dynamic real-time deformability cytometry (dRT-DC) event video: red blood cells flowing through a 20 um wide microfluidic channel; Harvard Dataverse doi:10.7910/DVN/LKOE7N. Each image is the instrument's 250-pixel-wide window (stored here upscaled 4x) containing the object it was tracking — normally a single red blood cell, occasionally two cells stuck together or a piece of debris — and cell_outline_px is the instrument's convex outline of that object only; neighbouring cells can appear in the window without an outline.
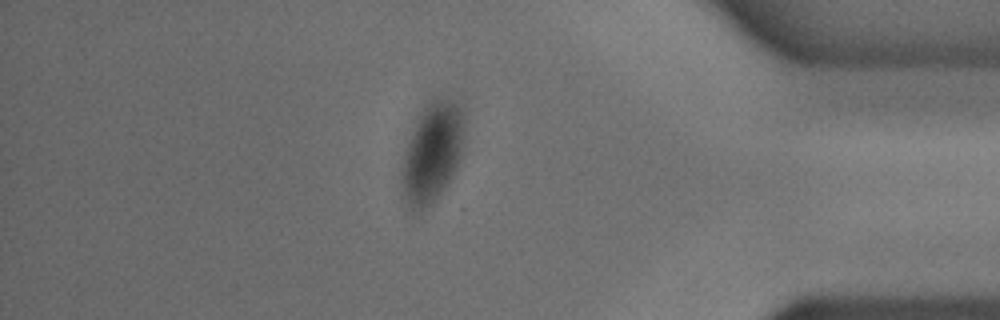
{"species": "common noctule bat (a hibernating species)", "species_latin": "Nyctalus noctula", "temperature_condition": "cold", "stored_images_in_passage": 50, "camera_frame_rate_fps": 3000, "um_per_image_px": 0.085, "animal": {"sex": "male", "body_mass_g": 18.8}, "frame": {"image": 1, "passage_image": 43, "time_ms": 14.0, "image_size_px": [1000, 320], "cell_outline_px": [[464, 148], [456, 168], [448, 184], [424, 208], [416, 212], [408, 208], [404, 200], [400, 188], [400, 168], [404, 152], [416, 120], [424, 104], [436, 96], [448, 96], [460, 100], [464, 104]], "centroid_in_image_um": [36.75, 12.86], "position_along_channel_um": 398.4, "area_um2": 37.74}}
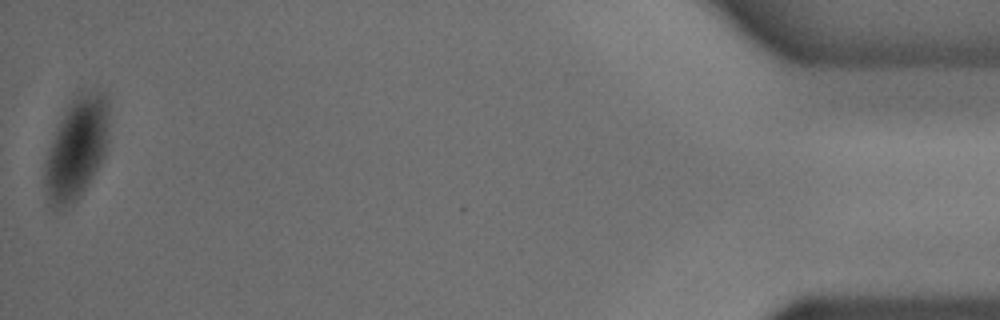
{"frame": {"image": 2, "passage_image": 50, "time_ms": 16.333, "image_size_px": [1000, 320], "cell_outline_px": [[108, 140], [104, 156], [80, 196], [56, 208], [52, 208], [48, 204], [44, 192], [44, 160], [56, 128], [68, 104], [76, 92], [104, 92], [108, 100]], "centroid_in_image_um": [6.48, 12.56], "position_along_channel_um": 428.7, "area_um2": 37.92}}